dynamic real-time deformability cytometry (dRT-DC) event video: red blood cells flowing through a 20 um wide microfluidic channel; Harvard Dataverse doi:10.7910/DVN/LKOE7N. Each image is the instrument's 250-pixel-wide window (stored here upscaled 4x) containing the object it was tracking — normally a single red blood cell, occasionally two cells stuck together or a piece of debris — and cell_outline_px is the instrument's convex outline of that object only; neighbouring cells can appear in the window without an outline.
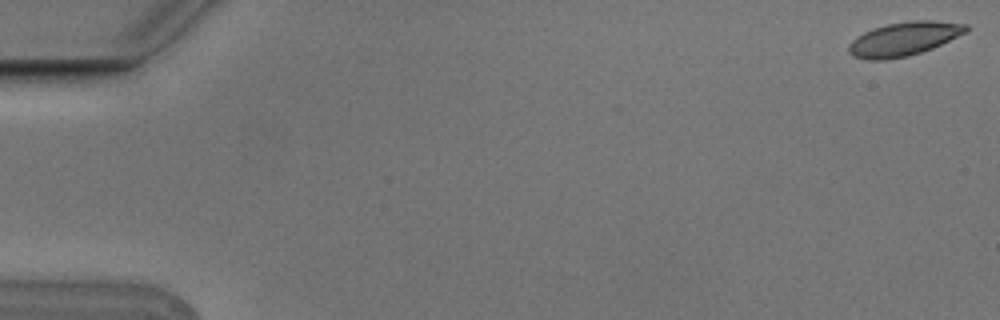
{"species": "Egyptian fruit bat (a non-hibernating species)", "species_latin": "Rousettus aegyptiacus", "temperature_condition": "cold", "stored_images_in_passage": 6, "camera_frame_rate_fps": 3000, "um_per_image_px": 0.085, "animal": {"sex": "male"}, "frame": {"image": 1, "passage_image": 1, "time_ms": 0.0, "image_size_px": [1000, 320], "cell_outline_px": [[968, 32], [932, 48], [908, 56], [884, 60], [868, 60], [852, 56], [848, 52], [848, 44], [856, 36], [872, 28], [888, 24], [912, 20], [932, 20], [968, 24]], "centroid_in_image_um": [76.82, 3.3], "position_along_channel_um": 8.2, "area_um2": 23.24}}
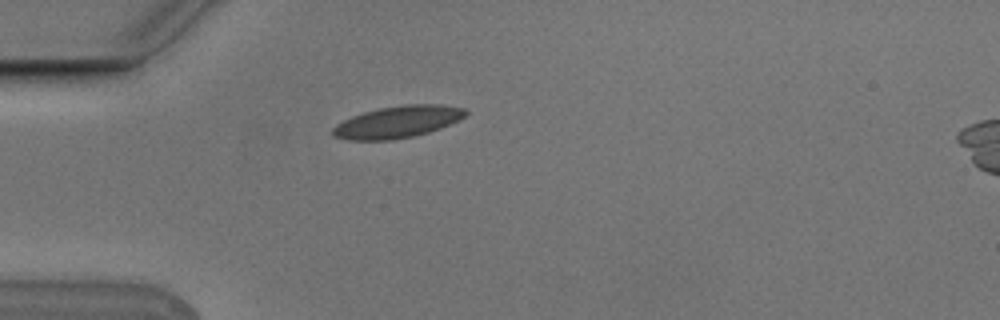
{"frame": {"image": 2, "passage_image": 4, "time_ms": 1.0, "image_size_px": [1000, 320], "cell_outline_px": [[468, 112], [464, 116], [440, 128], [428, 132], [412, 136], [392, 140], [348, 140], [332, 136], [332, 128], [336, 124], [352, 116], [364, 112], [380, 108], [404, 104], [440, 104], [464, 108]], "centroid_in_image_um": [33.76, 10.36], "position_along_channel_um": 51.2, "area_um2": 24.51}}